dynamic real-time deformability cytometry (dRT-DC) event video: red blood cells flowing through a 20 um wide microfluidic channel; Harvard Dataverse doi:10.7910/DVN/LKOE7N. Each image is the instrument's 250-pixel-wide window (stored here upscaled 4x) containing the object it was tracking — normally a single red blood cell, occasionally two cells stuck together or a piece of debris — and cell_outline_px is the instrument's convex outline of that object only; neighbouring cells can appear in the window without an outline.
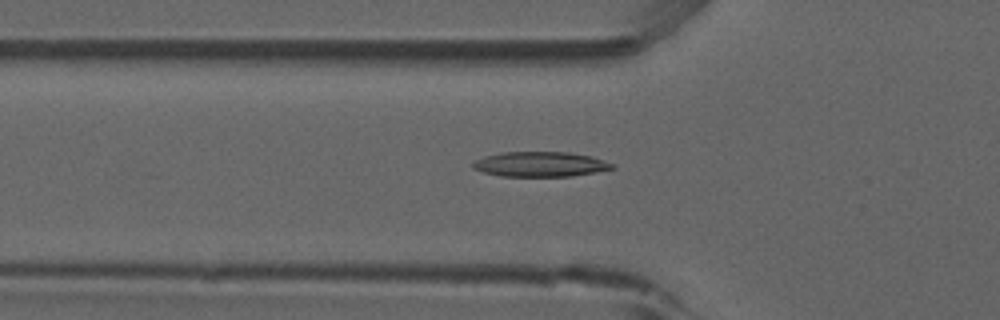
{"species": "common noctule bat (a hibernating species)", "species_latin": "Nyctalus noctula", "temperature_condition": "room temperature", "stored_images_in_passage": 53, "camera_frame_rate_fps": 3000, "um_per_image_px": 0.085, "animal": {"sex": "male", "forearm_length_mm": 52.5}, "frame": {"image": 1, "passage_image": 18, "time_ms": 5.667, "image_size_px": [1000, 320], "cell_outline_px": [[616, 168], [596, 172], [572, 176], [500, 176], [484, 172], [472, 168], [472, 164], [476, 160], [484, 156], [504, 152], [568, 152], [592, 156], [612, 164]], "centroid_in_image_um": [45.92, 13.96], "position_along_channel_um": 79.9, "area_um2": 20.17}}
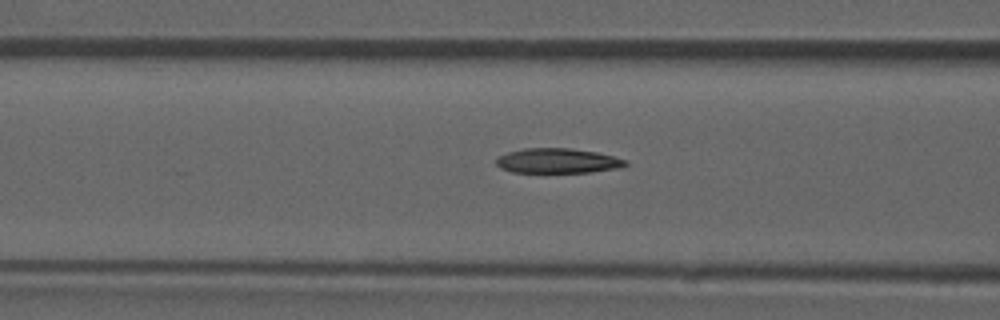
{"frame": {"image": 2, "passage_image": 21, "time_ms": 6.667, "image_size_px": [1000, 320], "cell_outline_px": [[628, 164], [620, 168], [588, 172], [512, 172], [500, 168], [496, 164], [496, 156], [508, 152], [524, 148], [572, 148], [596, 152], [628, 160]], "centroid_in_image_um": [47.38, 13.66], "position_along_channel_um": 119.2, "area_um2": 18.79}}
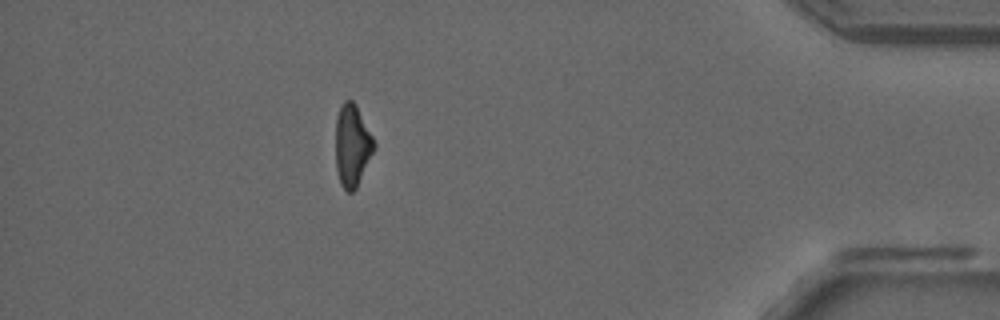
{"frame": {"image": 3, "passage_image": 47, "time_ms": 15.333, "image_size_px": [1000, 320], "cell_outline_px": [[376, 144], [356, 188], [352, 192], [348, 192], [340, 184], [336, 168], [336, 116], [344, 100], [352, 100], [356, 104]], "centroid_in_image_um": [29.92, 12.35], "position_along_channel_um": 405.3, "area_um2": 18.09}, "authors_computed_cell_mechanics": {"area_um2": 19.4786, "velocity_mm_per_s": 3.8711, "shape_relaxation_time_tau1_ms": 9.4097, "shape_relaxation_time_tau2_ms": 4.9969, "deformation_change_tau1": 0.228, "deformation_change_tau2": 0.1572}}